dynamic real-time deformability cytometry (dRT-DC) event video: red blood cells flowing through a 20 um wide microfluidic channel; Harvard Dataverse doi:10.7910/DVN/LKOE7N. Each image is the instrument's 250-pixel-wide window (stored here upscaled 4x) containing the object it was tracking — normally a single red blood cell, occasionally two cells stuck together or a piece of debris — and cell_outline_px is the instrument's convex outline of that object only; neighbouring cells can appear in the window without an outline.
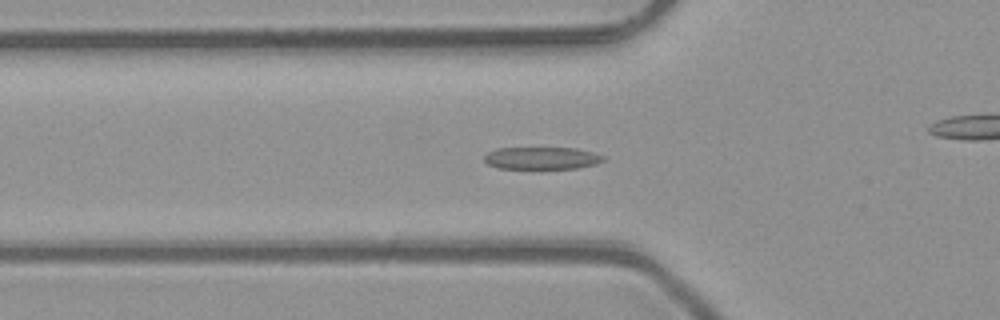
{"species": "common noctule bat (a hibernating species)", "species_latin": "Nyctalus noctula", "temperature_condition": "room temperature", "stored_images_in_passage": 39, "camera_frame_rate_fps": 3000, "um_per_image_px": 0.085, "animal": {"sex": "male", "body_mass_g": 23.1, "forearm_length_mm": 52.7}, "frame": {"image": 1, "passage_image": 5, "time_ms": 1.333, "image_size_px": [1000, 320], "cell_outline_px": [[604, 160], [596, 164], [576, 168], [496, 168], [488, 164], [484, 160], [484, 156], [488, 152], [496, 148], [576, 148], [592, 152], [604, 156]], "centroid_in_image_um": [46.03, 13.43], "position_along_channel_um": 79.8, "area_um2": 15.37}}
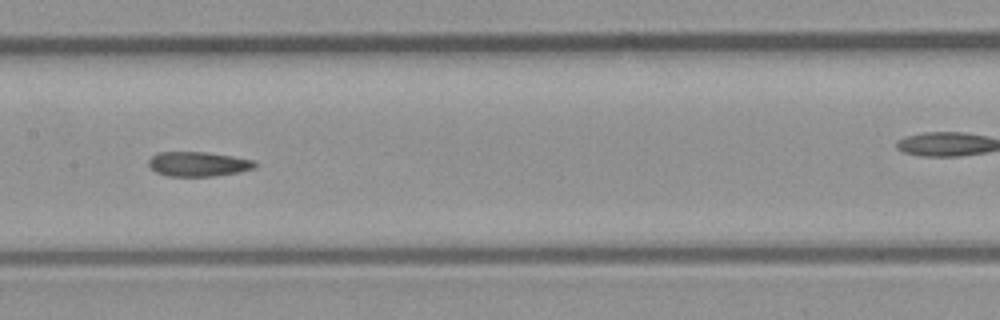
{"frame": {"image": 2, "passage_image": 13, "time_ms": 4.0, "image_size_px": [1000, 320], "cell_outline_px": [[256, 168], [216, 176], [168, 176], [156, 172], [148, 164], [148, 160], [152, 156], [160, 152], [204, 152], [232, 156], [252, 160], [256, 164]], "centroid_in_image_um": [16.83, 13.94], "position_along_channel_um": 190.6, "area_um2": 15.09}}
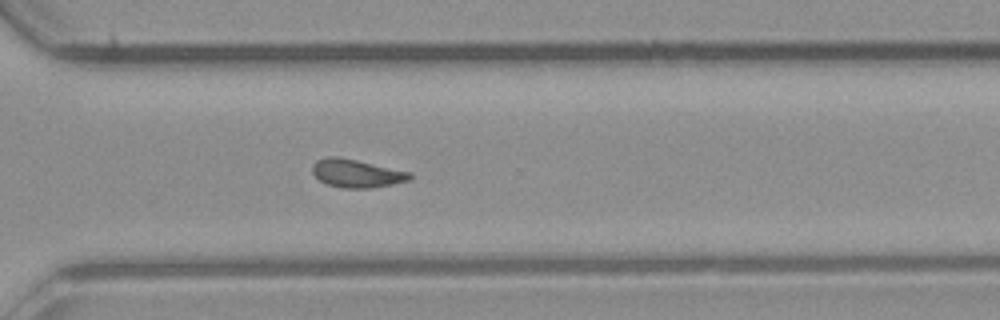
{"frame": {"image": 3, "passage_image": 24, "time_ms": 7.667, "image_size_px": [1000, 320], "cell_outline_px": [[412, 176], [408, 180], [392, 184], [372, 188], [344, 188], [328, 184], [320, 180], [312, 172], [312, 164], [316, 160], [328, 156], [336, 156], [356, 160], [412, 172]], "centroid_in_image_um": [30.3, 14.73], "position_along_channel_um": 340.3, "area_um2": 15.9}, "authors_computed_cell_mechanics": {"area_um2": 15.606, "velocity_mm_per_s": 4.1025, "shape_relaxation_time_tau1_ms": 5.3342, "shape_relaxation_time_tau2_ms": 2.3738, "deformation_change_tau1": 0.1665, "deformation_change_tau2": 0.0956}}